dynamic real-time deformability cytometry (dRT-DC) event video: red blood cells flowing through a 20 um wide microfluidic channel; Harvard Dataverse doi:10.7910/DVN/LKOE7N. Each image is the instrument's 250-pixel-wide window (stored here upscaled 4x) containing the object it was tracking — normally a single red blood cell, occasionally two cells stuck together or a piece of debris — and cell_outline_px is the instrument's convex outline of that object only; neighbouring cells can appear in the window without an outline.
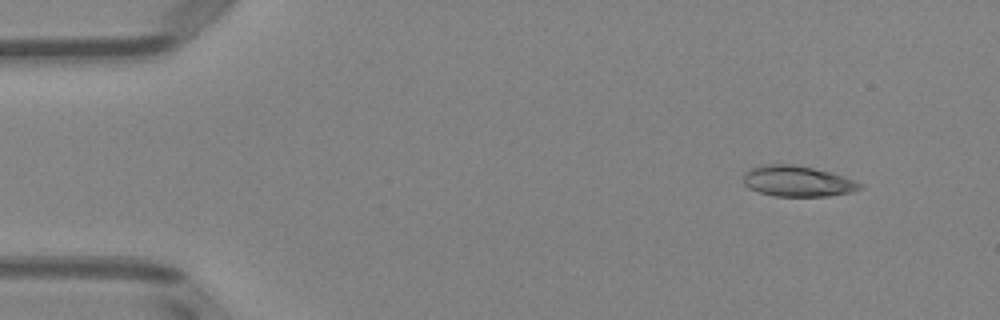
{"species": "Egyptian fruit bat (a non-hibernating species)", "species_latin": "Rousettus aegyptiacus", "temperature_condition": "room temperature", "stored_images_in_passage": 4, "camera_frame_rate_fps": 3000, "um_per_image_px": 0.085, "animal": {"sex": "female"}, "frame": {"image": 1, "passage_image": 2, "time_ms": 1.333, "image_size_px": [1000, 320], "cell_outline_px": [[864, 188], [852, 192], [828, 196], [772, 196], [748, 188], [744, 184], [744, 172], [752, 168], [764, 164], [796, 164], [832, 172], [864, 184]], "centroid_in_image_um": [67.81, 15.4], "position_along_channel_um": 17.2, "area_um2": 21.1}}